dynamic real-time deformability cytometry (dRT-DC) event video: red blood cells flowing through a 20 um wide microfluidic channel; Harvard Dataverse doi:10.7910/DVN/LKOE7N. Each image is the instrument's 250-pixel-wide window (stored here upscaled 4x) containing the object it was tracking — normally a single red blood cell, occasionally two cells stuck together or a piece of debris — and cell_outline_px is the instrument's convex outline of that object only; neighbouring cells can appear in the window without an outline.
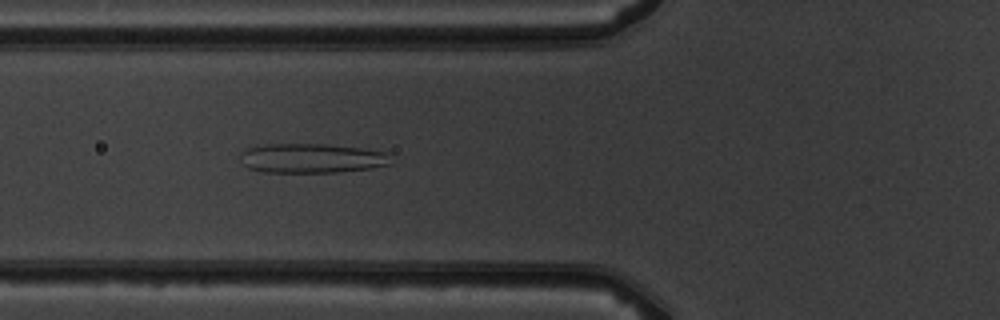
{"species": "common noctule bat (a hibernating species)", "species_latin": "Nyctalus noctula", "temperature_condition": "warm", "stored_images_in_passage": 5, "camera_frame_rate_fps": 3000, "um_per_image_px": 0.085, "animal": {"sex": "male", "body_mass_g": 19.5, "forearm_length_mm": 54.6}, "frame": {"image": 1, "passage_image": 5, "time_ms": 4.667, "image_size_px": [1000, 320], "cell_outline_px": [[392, 164], [372, 168], [336, 172], [264, 172], [248, 168], [244, 164], [240, 156], [240, 152], [244, 148], [264, 144], [324, 144], [360, 148], [384, 152]], "centroid_in_image_um": [26.42, 13.45], "position_along_channel_um": 99.4, "area_um2": 25.78}}